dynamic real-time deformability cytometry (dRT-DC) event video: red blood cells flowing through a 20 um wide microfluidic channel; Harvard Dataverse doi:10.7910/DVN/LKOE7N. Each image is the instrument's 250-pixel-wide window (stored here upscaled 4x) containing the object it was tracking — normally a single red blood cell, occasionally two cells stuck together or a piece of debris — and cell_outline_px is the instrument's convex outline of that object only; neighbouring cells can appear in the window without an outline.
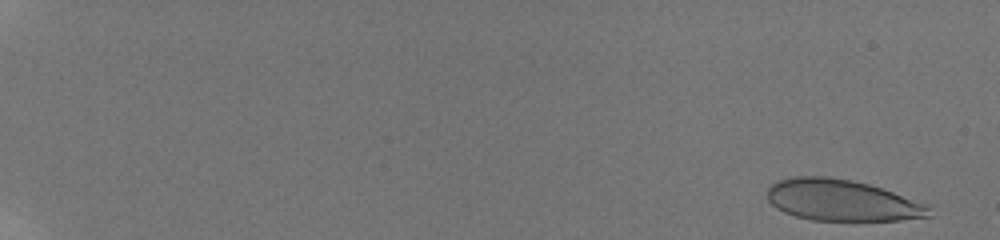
{"species": "human", "species_latin": "Homo sapiens", "temperature_condition": "room temperature", "stored_images_in_passage": 56, "camera_frame_rate_fps": 3000, "um_per_image_px": 0.085, "donor": {"sex": "male"}, "frame": {"image": 1, "passage_image": 2, "time_ms": 0.333, "image_size_px": [1000, 240], "cell_outline_px": [[932, 216], [900, 220], [812, 220], [796, 216], [784, 212], [776, 208], [768, 200], [768, 188], [776, 180], [796, 176], [828, 176], [852, 180], [868, 184], [892, 192], [924, 204], [928, 208]], "centroid_in_image_um": [71.49, 17.02], "position_along_channel_um": 13.5, "area_um2": 38.55}}
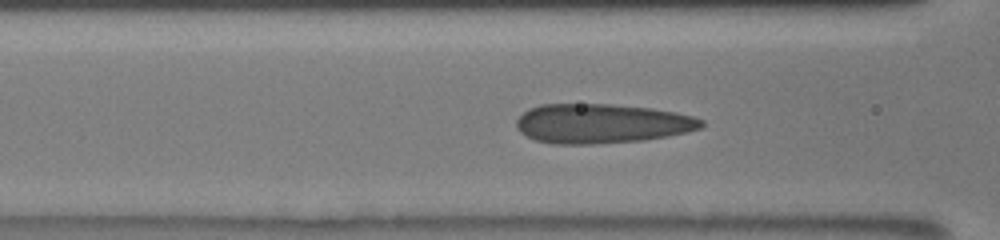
{"frame": {"image": 2, "passage_image": 27, "time_ms": 8.667, "image_size_px": [1000, 240], "cell_outline_px": [[704, 124], [700, 128], [688, 132], [668, 136], [644, 140], [592, 144], [552, 144], [536, 140], [520, 132], [516, 128], [516, 120], [528, 108], [540, 104], [608, 104], [652, 108], [676, 112], [692, 116], [704, 120]], "centroid_in_image_um": [51.14, 10.5], "position_along_channel_um": 115.5, "area_um2": 42.71}}
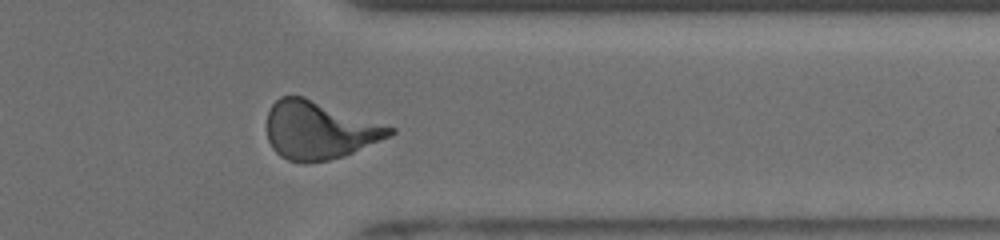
{"frame": {"image": 3, "passage_image": 48, "time_ms": 15.667, "image_size_px": [1000, 240], "cell_outline_px": [[396, 132], [392, 136], [344, 156], [328, 160], [288, 160], [280, 156], [272, 148], [268, 140], [268, 112], [272, 104], [280, 96], [304, 96], [396, 128]], "centroid_in_image_um": [27.17, 11.04], "position_along_channel_um": 384.2, "area_um2": 41.1}, "authors_computed_cell_mechanics": {"area_um2": 40.3444, "velocity_mm_per_s": 3.8489, "shape_relaxation_time_tau1_ms": 6.9749, "shape_relaxation_time_tau2_ms": 0.8129, "deformation_change_tau1": 0.2269, "deformation_change_tau2": 0.0928}}